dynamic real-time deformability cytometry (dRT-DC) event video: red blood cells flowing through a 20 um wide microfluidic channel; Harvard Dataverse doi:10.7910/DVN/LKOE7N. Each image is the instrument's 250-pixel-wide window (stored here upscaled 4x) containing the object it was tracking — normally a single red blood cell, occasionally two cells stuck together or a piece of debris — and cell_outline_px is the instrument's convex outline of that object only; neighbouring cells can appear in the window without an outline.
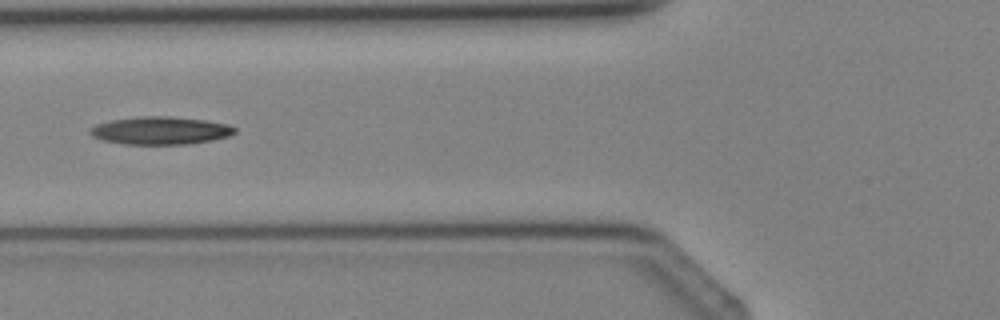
{"species": "Egyptian fruit bat (a non-hibernating species)", "species_latin": "Rousettus aegyptiacus", "temperature_condition": "cold", "stored_images_in_passage": 2, "camera_frame_rate_fps": 3000, "um_per_image_px": 0.085, "animal": {"sex": "female"}, "frame": {"image": 1, "passage_image": 2, "time_ms": 1.0, "image_size_px": [1000, 320], "cell_outline_px": [[236, 132], [228, 136], [212, 140], [188, 144], [120, 144], [104, 140], [92, 136], [88, 132], [96, 124], [112, 120], [140, 116], [168, 116], [204, 120], [228, 124], [236, 128]], "centroid_in_image_um": [13.64, 11.1], "position_along_channel_um": 112.2, "area_um2": 23.35}}